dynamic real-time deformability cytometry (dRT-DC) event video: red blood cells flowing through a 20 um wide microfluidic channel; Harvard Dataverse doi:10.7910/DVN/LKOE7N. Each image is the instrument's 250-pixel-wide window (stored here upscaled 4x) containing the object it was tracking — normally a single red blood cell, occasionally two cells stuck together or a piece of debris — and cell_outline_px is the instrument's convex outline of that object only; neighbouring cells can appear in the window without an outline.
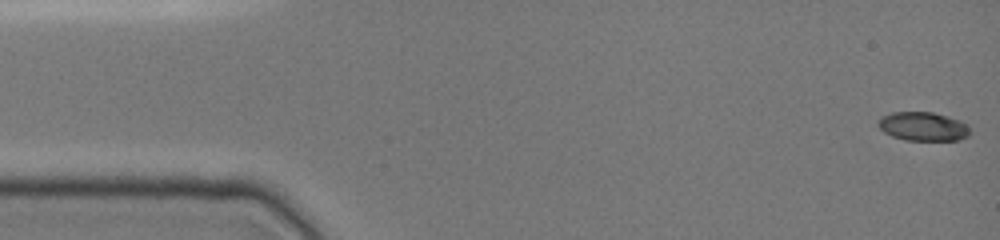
{"species": "common noctule bat (a hibernating species)", "species_latin": "Nyctalus noctula", "temperature_condition": "cold", "stored_images_in_passage": 48, "camera_frame_rate_fps": 3000, "um_per_image_px": 0.085, "animal": {"sex": "female", "body_mass_g": 19.0, "forearm_length_mm": 51.5}, "frame": {"image": 1, "passage_image": 1, "time_ms": 0.0, "image_size_px": [1000, 240], "cell_outline_px": [[972, 132], [968, 136], [960, 140], [904, 140], [892, 136], [884, 132], [876, 124], [880, 116], [892, 112], [932, 112], [948, 116], [960, 120], [968, 124]], "centroid_in_image_um": [78.48, 10.74], "position_along_channel_um": 6.5, "area_um2": 15.72}}
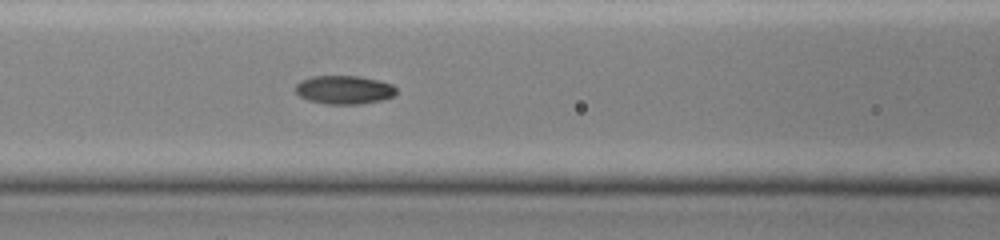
{"frame": {"image": 2, "passage_image": 20, "time_ms": 6.333, "image_size_px": [1000, 240], "cell_outline_px": [[396, 96], [384, 100], [360, 104], [324, 104], [308, 100], [300, 96], [292, 88], [300, 80], [312, 76], [360, 76], [392, 84], [396, 88]], "centroid_in_image_um": [29.24, 7.64], "position_along_channel_um": 137.4, "area_um2": 17.05}}
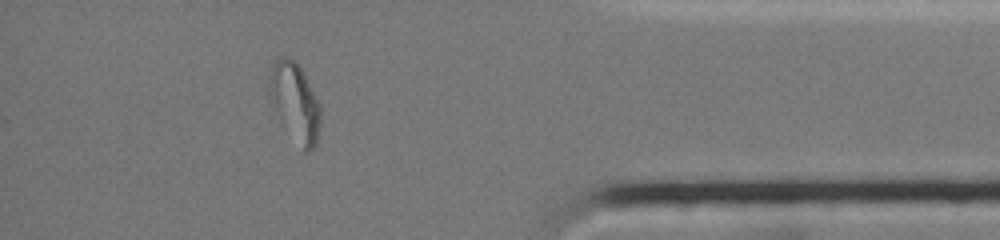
{"frame": {"image": 3, "passage_image": 42, "time_ms": 13.667, "image_size_px": [1000, 240], "cell_outline_px": [[320, 124], [316, 144], [308, 152], [304, 152], [280, 120], [268, 92], [268, 60], [280, 56], [288, 56], [296, 60], [320, 104]], "centroid_in_image_um": [25.02, 8.58], "position_along_channel_um": 410.2, "area_um2": 23.76}, "authors_computed_cell_mechanics": {"area_um2": 16.8198, "velocity_mm_per_s": 4.0101, "shape_relaxation_time_tau1_ms": 8.8947, "shape_relaxation_time_tau2_ms": 2.5134, "deformation_change_tau1": 0.2837, "deformation_change_tau2": 0.0407}}